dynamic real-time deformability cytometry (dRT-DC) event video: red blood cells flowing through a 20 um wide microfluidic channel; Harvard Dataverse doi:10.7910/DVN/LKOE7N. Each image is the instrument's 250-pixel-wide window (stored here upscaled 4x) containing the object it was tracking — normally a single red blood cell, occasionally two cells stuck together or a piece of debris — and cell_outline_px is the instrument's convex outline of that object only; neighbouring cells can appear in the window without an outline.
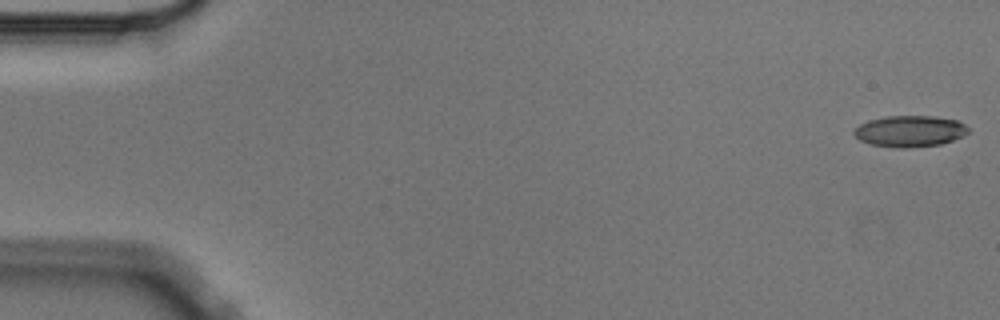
{"species": "Egyptian fruit bat (a non-hibernating species)", "species_latin": "Rousettus aegyptiacus", "temperature_condition": "cold", "stored_images_in_passage": 5, "camera_frame_rate_fps": 3000, "um_per_image_px": 0.085, "animal": {"sex": "male"}, "frame": {"image": 1, "passage_image": 1, "time_ms": 0.0, "image_size_px": [1000, 320], "cell_outline_px": [[968, 132], [964, 136], [940, 144], [908, 148], [900, 148], [872, 144], [860, 140], [852, 132], [860, 124], [868, 120], [884, 116], [936, 116], [956, 120], [964, 124], [968, 128]], "centroid_in_image_um": [77.34, 11.14], "position_along_channel_um": 7.7, "area_um2": 20.75}}
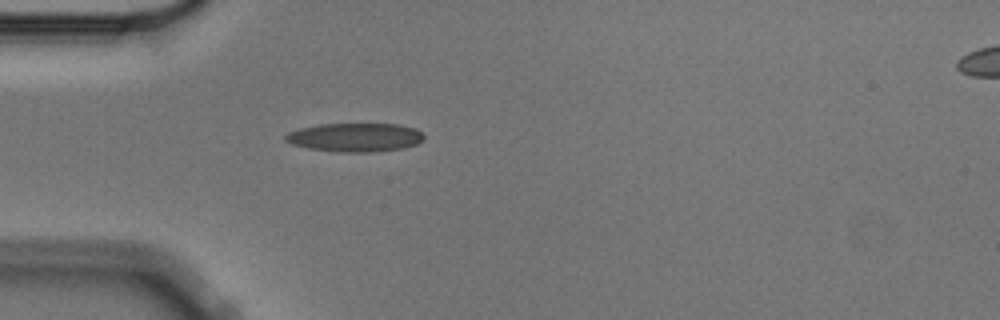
{"frame": {"image": 2, "passage_image": 5, "time_ms": 1.333, "image_size_px": [1000, 320], "cell_outline_px": [[424, 140], [416, 144], [400, 148], [372, 152], [340, 152], [308, 148], [292, 144], [284, 140], [284, 136], [288, 132], [300, 128], [320, 124], [396, 124], [416, 128], [424, 136]], "centroid_in_image_um": [30.16, 11.67], "position_along_channel_um": 54.8, "area_um2": 23.06}}